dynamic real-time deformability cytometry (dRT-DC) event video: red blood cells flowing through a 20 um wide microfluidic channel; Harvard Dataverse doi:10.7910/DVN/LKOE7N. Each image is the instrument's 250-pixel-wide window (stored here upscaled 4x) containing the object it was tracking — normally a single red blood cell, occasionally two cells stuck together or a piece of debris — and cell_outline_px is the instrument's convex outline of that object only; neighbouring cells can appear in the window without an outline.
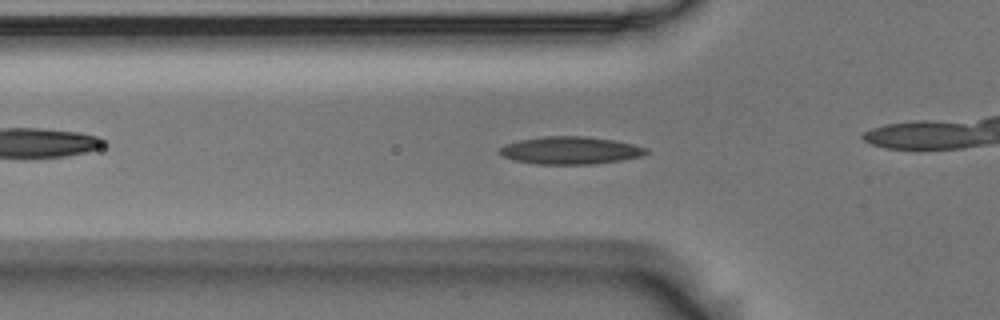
{"species": "Egyptian fruit bat (a non-hibernating species)", "species_latin": "Rousettus aegyptiacus", "temperature_condition": "room temperature", "stored_images_in_passage": 54, "camera_frame_rate_fps": 3000, "um_per_image_px": 0.085, "animal": {"sex": "male"}, "frame": {"image": 1, "passage_image": 17, "time_ms": 5.333, "image_size_px": [1000, 320], "cell_outline_px": [[652, 152], [644, 156], [620, 160], [592, 164], [536, 164], [512, 160], [504, 156], [500, 152], [500, 148], [504, 144], [520, 140], [544, 136], [588, 136], [612, 140], [632, 144], [648, 148]], "centroid_in_image_um": [48.52, 12.78], "position_along_channel_um": 77.3, "area_um2": 23.64}}
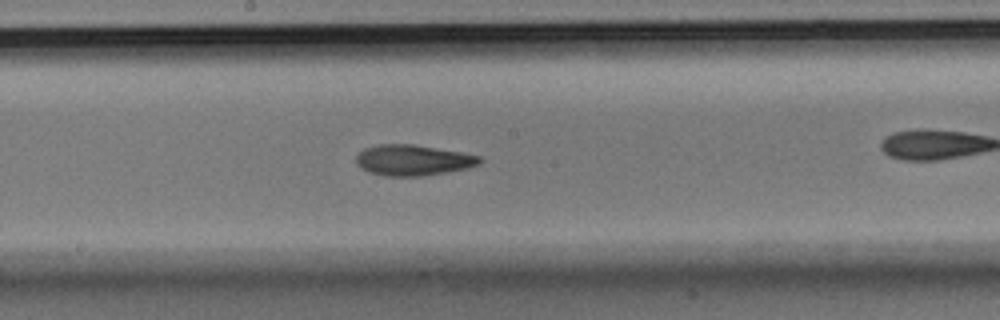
{"frame": {"image": 2, "passage_image": 28, "time_ms": 9.0, "image_size_px": [1000, 320], "cell_outline_px": [[484, 160], [480, 164], [468, 168], [420, 176], [384, 176], [368, 172], [360, 168], [356, 164], [356, 156], [364, 148], [380, 144], [412, 144], [460, 152], [480, 156]], "centroid_in_image_um": [35.08, 13.62], "position_along_channel_um": 213.1, "area_um2": 22.14}}
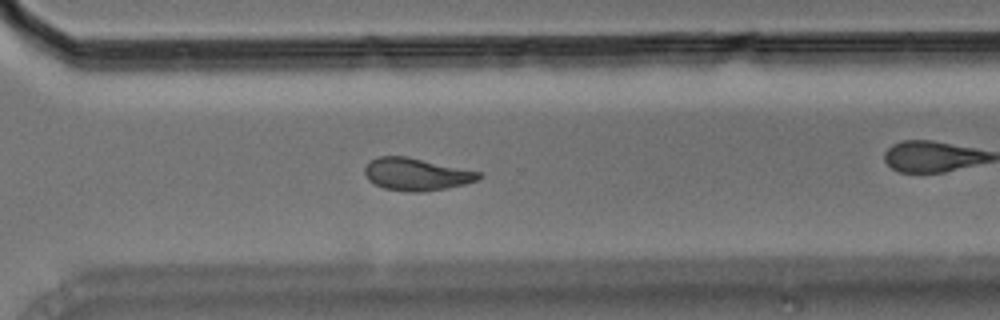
{"frame": {"image": 3, "passage_image": 38, "time_ms": 12.333, "image_size_px": [1000, 320], "cell_outline_px": [[480, 180], [448, 188], [424, 192], [408, 192], [384, 188], [368, 180], [364, 172], [364, 168], [372, 160], [380, 156], [408, 156], [480, 172]], "centroid_in_image_um": [35.4, 14.82], "position_along_channel_um": 335.2, "area_um2": 21.5}, "authors_computed_cell_mechanics": {"area_um2": 21.7039, "velocity_mm_per_s": 3.6786, "shape_relaxation_time_tau1_ms": 9.4024, "shape_relaxation_time_tau2_ms": 4.7869, "deformation_change_tau1": 0.2009, "deformation_change_tau2": 0.0955}}